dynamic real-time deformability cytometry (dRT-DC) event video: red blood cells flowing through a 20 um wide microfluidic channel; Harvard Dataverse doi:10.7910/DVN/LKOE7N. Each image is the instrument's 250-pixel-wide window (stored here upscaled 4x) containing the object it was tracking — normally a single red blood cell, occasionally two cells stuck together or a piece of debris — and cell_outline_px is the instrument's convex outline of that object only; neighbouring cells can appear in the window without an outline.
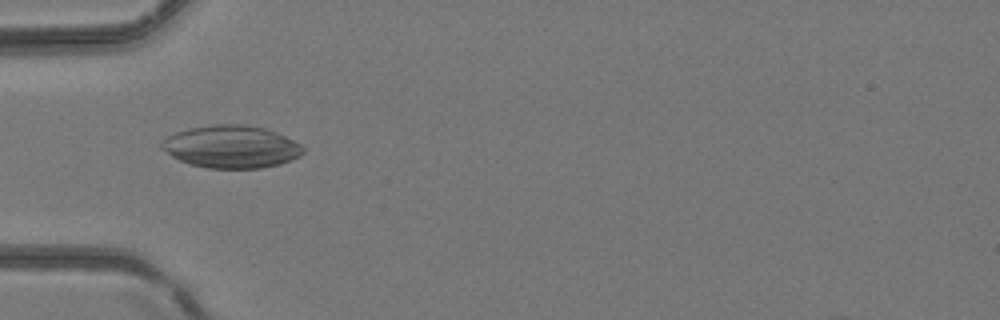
{"species": "common noctule bat (a hibernating species)", "species_latin": "Nyctalus noctula", "temperature_condition": "room temperature", "stored_images_in_passage": 3, "camera_frame_rate_fps": 3000, "um_per_image_px": 0.085, "animal": {"sex": "female", "body_mass_g": 24.6, "forearm_length_mm": 56.2}, "frame": {"image": 1, "passage_image": 2, "time_ms": 0.333, "image_size_px": [1000, 320], "cell_outline_px": [[304, 152], [300, 156], [280, 164], [260, 168], [208, 168], [188, 164], [172, 156], [160, 148], [160, 144], [168, 136], [176, 132], [188, 128], [212, 124], [240, 124], [264, 128], [276, 132], [300, 144], [304, 148]], "centroid_in_image_um": [19.64, 12.47], "position_along_channel_um": 65.4, "area_um2": 35.03}}
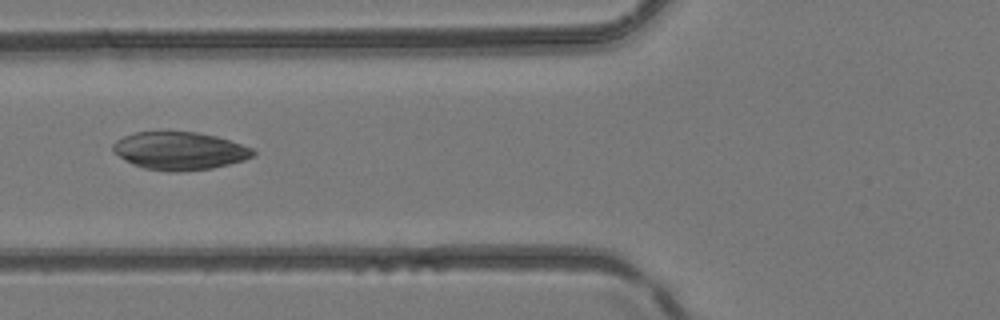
{"frame": {"image": 2, "passage_image": 3, "time_ms": 0.667, "image_size_px": [1000, 320], "cell_outline_px": [[256, 156], [244, 160], [212, 168], [180, 172], [168, 172], [144, 168], [132, 164], [124, 160], [112, 152], [112, 144], [116, 140], [124, 136], [136, 132], [196, 132], [216, 136], [252, 148], [256, 152]], "centroid_in_image_um": [15.24, 12.83], "position_along_channel_um": 110.6, "area_um2": 31.04}}